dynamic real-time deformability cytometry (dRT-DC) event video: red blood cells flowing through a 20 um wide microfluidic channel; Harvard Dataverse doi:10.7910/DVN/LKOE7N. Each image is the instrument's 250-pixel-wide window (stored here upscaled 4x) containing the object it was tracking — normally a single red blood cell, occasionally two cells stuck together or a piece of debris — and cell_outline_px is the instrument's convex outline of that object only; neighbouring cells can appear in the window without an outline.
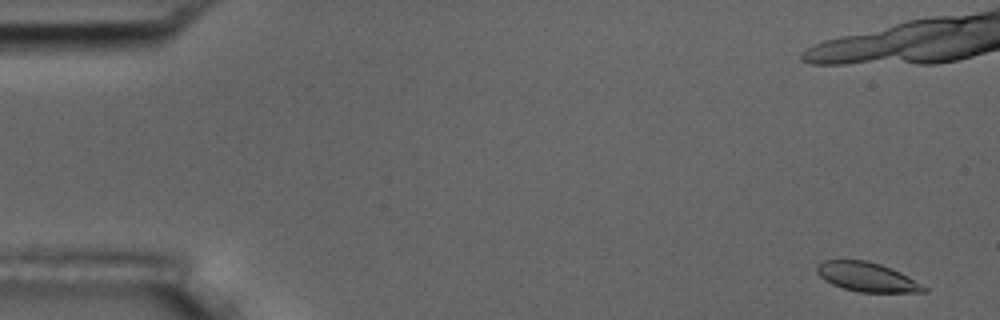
{"species": "common noctule bat (a hibernating species)", "species_latin": "Nyctalus noctula", "temperature_condition": "room temperature", "stored_images_in_passage": 8, "camera_frame_rate_fps": 3000, "um_per_image_px": 0.085, "animal": {"sex": "male", "body_mass_g": 17.5, "forearm_length_mm": 52.3}, "frame": {"image": 1, "passage_image": 1, "time_ms": 0.0, "image_size_px": [1000, 320], "cell_outline_px": [[928, 292], [860, 292], [844, 288], [832, 284], [824, 280], [816, 272], [816, 264], [824, 260], [868, 260], [880, 264], [900, 272], [928, 288]], "centroid_in_image_um": [73.66, 23.54], "position_along_channel_um": 11.3, "area_um2": 18.15}}